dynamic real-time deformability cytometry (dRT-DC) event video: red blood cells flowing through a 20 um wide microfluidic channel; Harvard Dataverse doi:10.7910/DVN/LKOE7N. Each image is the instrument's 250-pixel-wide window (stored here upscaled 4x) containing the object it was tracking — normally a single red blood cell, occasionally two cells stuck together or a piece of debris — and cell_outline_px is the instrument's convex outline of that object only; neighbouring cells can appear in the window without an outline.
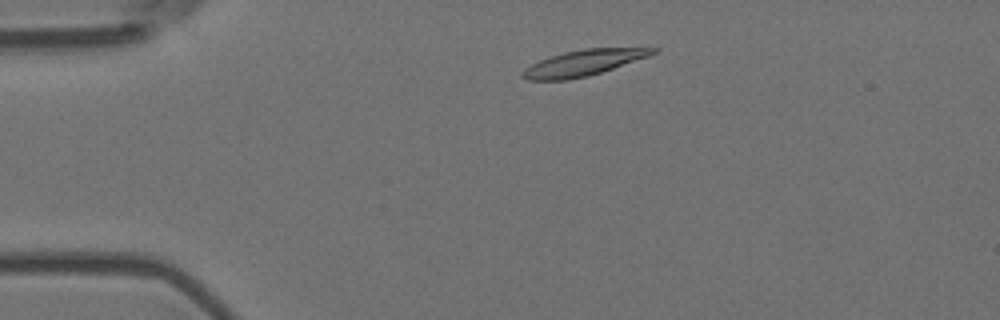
{"species": "Egyptian fruit bat (a non-hibernating species)", "species_latin": "Rousettus aegyptiacus", "temperature_condition": "room temperature", "stored_images_in_passage": 48, "camera_frame_rate_fps": 3000, "um_per_image_px": 0.085, "animal": {"sex": "female"}, "frame": {"image": 1, "passage_image": 3, "time_ms": 0.667, "image_size_px": [1000, 320], "cell_outline_px": [[660, 48], [656, 52], [648, 56], [588, 76], [568, 80], [528, 80], [520, 76], [520, 72], [524, 68], [540, 60], [564, 52], [584, 48]], "centroid_in_image_um": [49.52, 5.35], "position_along_channel_um": 35.5, "area_um2": 19.36}}
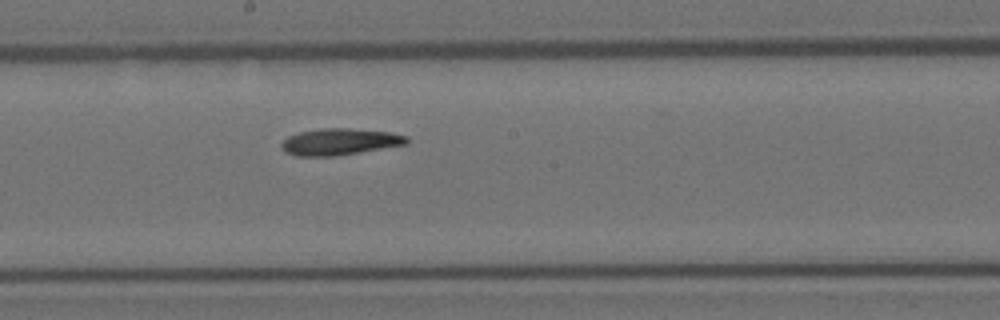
{"frame": {"image": 2, "passage_image": 22, "time_ms": 7.0, "image_size_px": [1000, 320], "cell_outline_px": [[408, 144], [332, 156], [296, 156], [284, 152], [280, 144], [288, 136], [300, 132], [320, 128], [348, 128], [388, 132], [408, 136]], "centroid_in_image_um": [28.84, 12.04], "position_along_channel_um": 219.4, "area_um2": 19.25}}
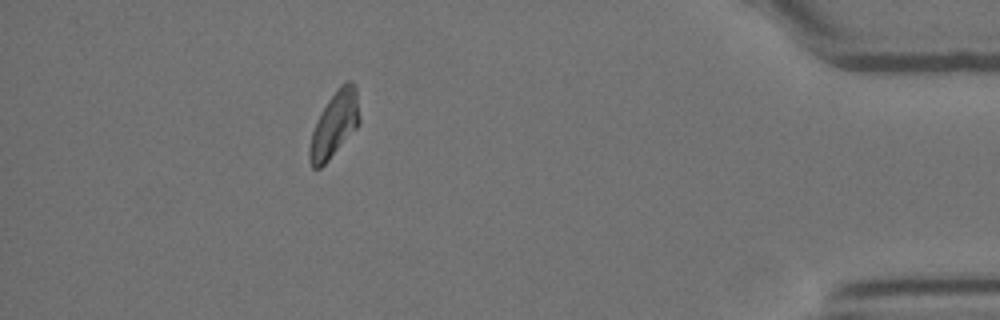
{"frame": {"image": 3, "passage_image": 42, "time_ms": 13.667, "image_size_px": [1000, 320], "cell_outline_px": [[360, 124], [328, 160], [320, 168], [312, 168], [308, 160], [308, 152], [312, 132], [328, 100], [336, 88], [340, 84], [348, 80], [352, 80], [356, 84], [360, 120]], "centroid_in_image_um": [28.45, 10.55], "position_along_channel_um": 406.8, "area_um2": 18.96}}